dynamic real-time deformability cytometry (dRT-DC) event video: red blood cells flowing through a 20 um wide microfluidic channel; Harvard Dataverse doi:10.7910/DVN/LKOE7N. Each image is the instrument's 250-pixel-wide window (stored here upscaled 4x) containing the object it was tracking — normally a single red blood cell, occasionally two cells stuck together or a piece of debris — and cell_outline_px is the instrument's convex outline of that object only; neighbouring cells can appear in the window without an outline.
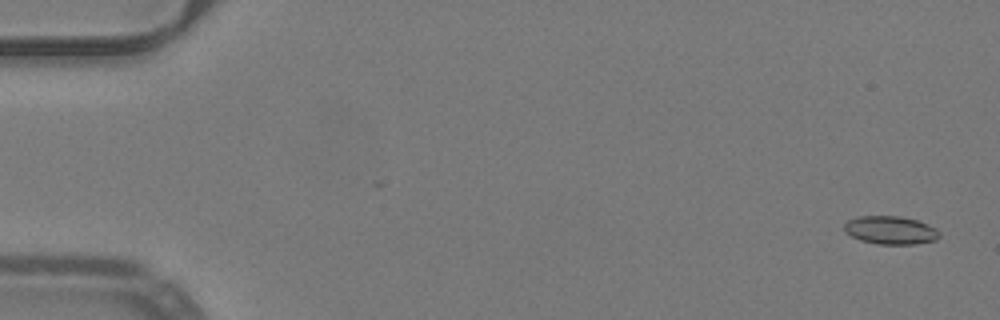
{"species": "common noctule bat (a hibernating species)", "species_latin": "Nyctalus noctula", "temperature_condition": "warm", "stored_images_in_passage": 53, "camera_frame_rate_fps": 3000, "um_per_image_px": 0.085, "animal": {"sex": "male", "body_mass_g": 19.2, "forearm_length_mm": 51.8}, "frame": {"image": 1, "passage_image": 3, "time_ms": 0.667, "image_size_px": [1000, 320], "cell_outline_px": [[940, 236], [936, 240], [916, 244], [876, 244], [860, 240], [844, 232], [844, 224], [848, 220], [860, 216], [900, 216], [916, 220], [936, 228], [940, 232]], "centroid_in_image_um": [75.69, 19.57], "position_along_channel_um": 9.3, "area_um2": 15.66}}
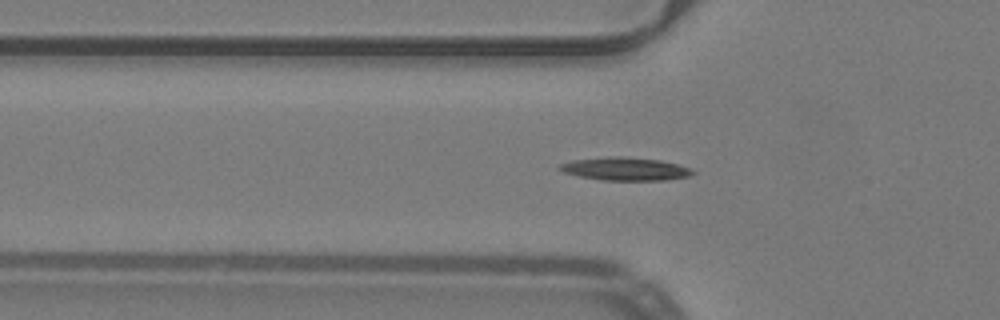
{"frame": {"image": 2, "passage_image": 19, "time_ms": 6.0, "image_size_px": [1000, 320], "cell_outline_px": [[696, 172], [688, 176], [664, 180], [600, 180], [580, 176], [564, 172], [560, 168], [560, 164], [572, 160], [616, 156], [660, 160], [692, 168]], "centroid_in_image_um": [53.17, 14.36], "position_along_channel_um": 72.6, "area_um2": 17.57}}
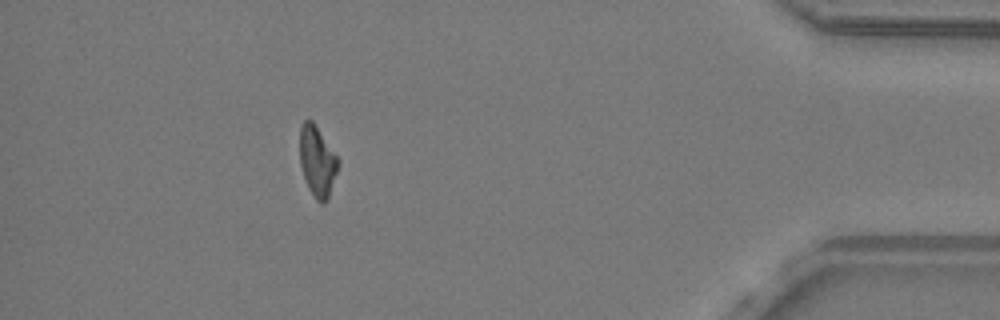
{"frame": {"image": 3, "passage_image": 48, "time_ms": 15.667, "image_size_px": [1000, 320], "cell_outline_px": [[340, 164], [328, 196], [324, 204], [320, 204], [316, 200], [304, 176], [300, 164], [300, 128], [304, 120], [312, 120], [340, 160]], "centroid_in_image_um": [26.98, 13.69], "position_along_channel_um": 408.2, "area_um2": 15.49}, "authors_computed_cell_mechanics": {"area_um2": 16.1262, "velocity_mm_per_s": 3.9948, "shape_relaxation_time_tau1_ms": 6.2666, "shape_relaxation_time_tau2_ms": null, "deformation_change_tau1": 0.1637, "deformation_change_tau2": null}}